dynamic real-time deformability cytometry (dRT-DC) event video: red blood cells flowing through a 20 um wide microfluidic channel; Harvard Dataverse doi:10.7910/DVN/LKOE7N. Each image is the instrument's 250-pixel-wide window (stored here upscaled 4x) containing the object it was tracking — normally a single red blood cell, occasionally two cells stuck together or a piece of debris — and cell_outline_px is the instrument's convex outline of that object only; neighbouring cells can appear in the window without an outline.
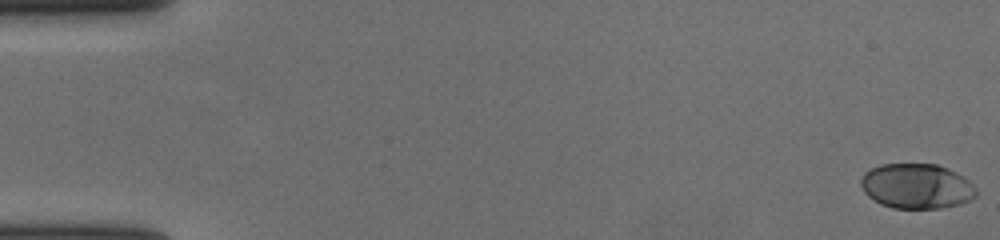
{"species": "human", "species_latin": "Homo sapiens", "temperature_condition": "cold", "stored_images_in_passage": 57, "camera_frame_rate_fps": 3000, "um_per_image_px": 0.085, "donor": {"sex": "female"}, "frame": {"image": 1, "passage_image": 1, "time_ms": 0.0, "image_size_px": [1000, 240], "cell_outline_px": [[976, 196], [972, 200], [960, 204], [940, 208], [892, 208], [880, 204], [868, 196], [864, 192], [860, 184], [860, 180], [864, 172], [880, 164], [936, 164], [948, 168], [964, 176], [976, 188]], "centroid_in_image_um": [77.91, 15.82], "position_along_channel_um": 7.1, "area_um2": 30.46}}
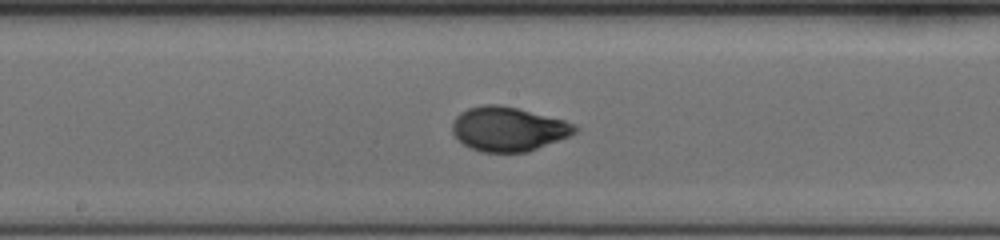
{"frame": {"image": 2, "passage_image": 31, "time_ms": 10.0, "image_size_px": [1000, 240], "cell_outline_px": [[580, 128], [576, 132], [568, 136], [528, 152], [480, 152], [464, 144], [452, 132], [452, 120], [460, 112], [468, 108], [484, 104], [500, 104], [564, 120], [576, 124]], "centroid_in_image_um": [43.19, 10.96], "position_along_channel_um": 205.0, "area_um2": 31.56}}
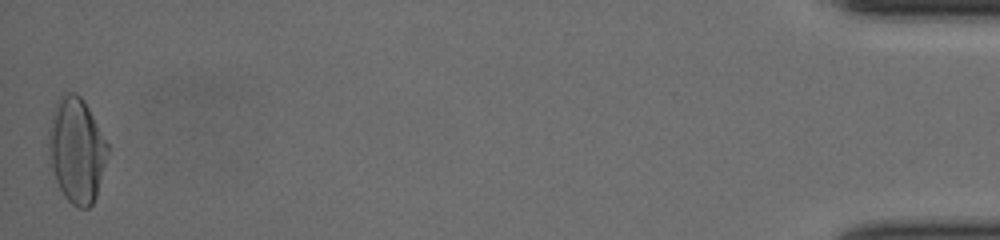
{"frame": {"image": 3, "passage_image": 57, "time_ms": 18.667, "image_size_px": [1000, 240], "cell_outline_px": [[108, 156], [96, 196], [92, 204], [88, 208], [76, 208], [64, 196], [56, 180], [52, 168], [48, 144], [48, 132], [52, 116], [56, 104], [60, 96], [68, 92], [76, 92], [84, 100], [108, 144]], "centroid_in_image_um": [6.52, 12.77], "position_along_channel_um": 428.7, "area_um2": 35.84}, "authors_computed_cell_mechanics": {"area_um2": 30.634, "velocity_mm_per_s": 3.6841, "shape_relaxation_time_tau1_ms": 3.0926, "shape_relaxation_time_tau2_ms": null, "deformation_change_tau1": 0.1462, "deformation_change_tau2": null}}